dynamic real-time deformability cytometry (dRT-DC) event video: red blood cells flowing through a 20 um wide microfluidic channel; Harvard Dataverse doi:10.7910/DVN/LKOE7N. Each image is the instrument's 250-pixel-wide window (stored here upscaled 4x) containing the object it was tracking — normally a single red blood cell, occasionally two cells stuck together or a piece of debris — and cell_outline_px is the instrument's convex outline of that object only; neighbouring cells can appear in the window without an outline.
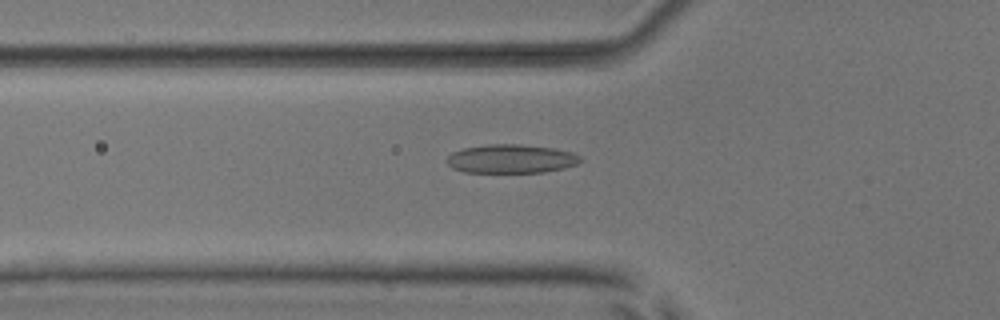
{"species": "common noctule bat (a hibernating species)", "species_latin": "Nyctalus noctula", "temperature_condition": "room temperature", "stored_images_in_passage": 53, "camera_frame_rate_fps": 3000, "um_per_image_px": 0.085, "animal": {"sex": "male", "body_mass_g": 17.9, "forearm_length_mm": 54.2}, "frame": {"image": 1, "passage_image": 19, "time_ms": 6.0, "image_size_px": [1000, 320], "cell_outline_px": [[584, 160], [576, 164], [564, 168], [544, 172], [464, 172], [452, 168], [444, 160], [452, 152], [464, 148], [488, 144], [520, 144], [552, 148], [572, 152], [580, 156]], "centroid_in_image_um": [43.43, 13.5], "position_along_channel_um": 82.4, "area_um2": 22.43}}
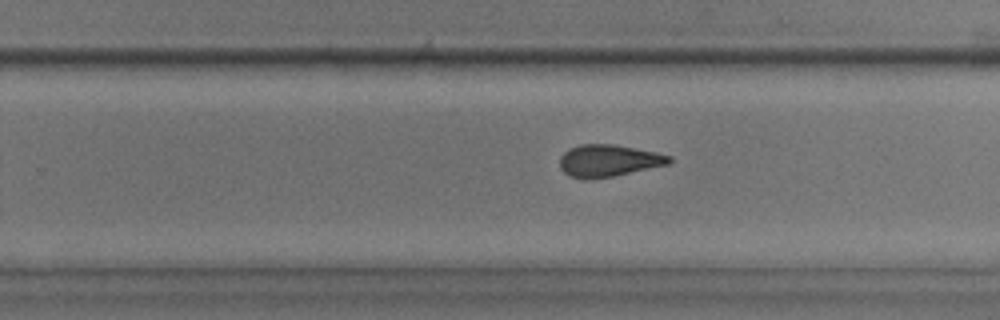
{"frame": {"image": 2, "passage_image": 34, "time_ms": 11.0, "image_size_px": [1000, 320], "cell_outline_px": [[672, 160], [668, 164], [612, 176], [592, 180], [584, 180], [568, 176], [560, 168], [560, 156], [568, 148], [580, 144], [612, 144], [656, 152], [672, 156]], "centroid_in_image_um": [51.67, 13.66], "position_along_channel_um": 278.1, "area_um2": 20.52}}
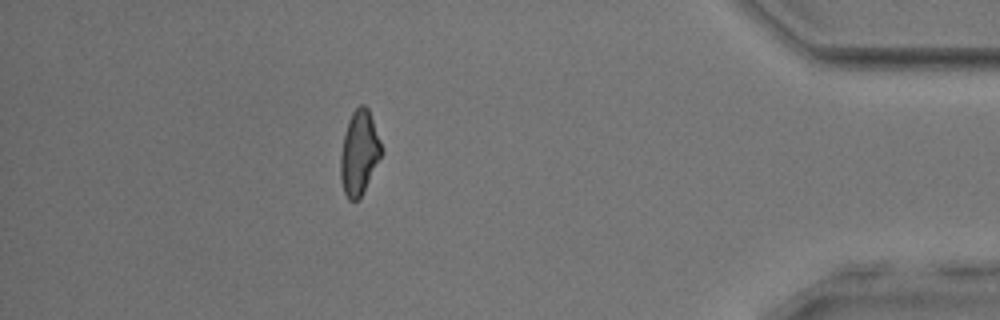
{"frame": {"image": 3, "passage_image": 47, "time_ms": 15.333, "image_size_px": [1000, 320], "cell_outline_px": [[384, 152], [360, 196], [356, 200], [348, 200], [344, 192], [340, 180], [340, 156], [344, 132], [348, 120], [352, 112], [360, 104], [364, 104], [368, 108], [380, 140]], "centroid_in_image_um": [30.52, 12.96], "position_along_channel_um": 404.7, "area_um2": 20.06}, "authors_computed_cell_mechanics": {"area_um2": 21.097, "velocity_mm_per_s": 3.92, "shape_relaxation_time_tau1_ms": 4.3737, "shape_relaxation_time_tau2_ms": 2.483, "deformation_change_tau1": 0.1357, "deformation_change_tau2": 0.0976}}